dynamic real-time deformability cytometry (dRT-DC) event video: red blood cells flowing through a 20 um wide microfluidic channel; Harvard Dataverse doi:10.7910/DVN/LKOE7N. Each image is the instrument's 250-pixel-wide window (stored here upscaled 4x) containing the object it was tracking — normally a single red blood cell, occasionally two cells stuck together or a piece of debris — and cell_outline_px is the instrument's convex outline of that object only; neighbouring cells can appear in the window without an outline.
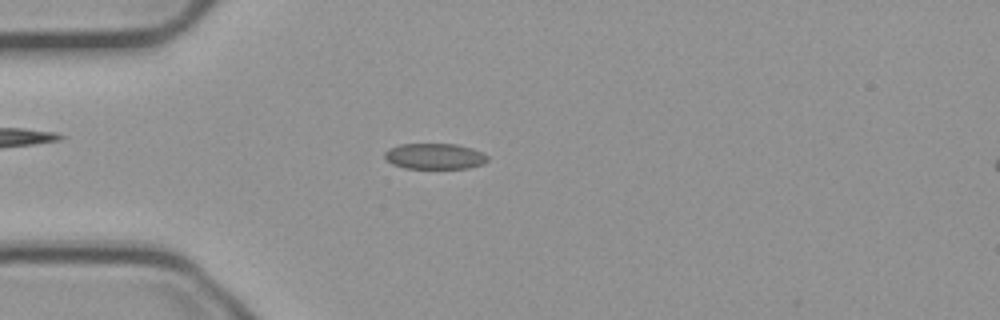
{"species": "common noctule bat (a hibernating species)", "species_latin": "Nyctalus noctula", "temperature_condition": "cold", "stored_images_in_passage": 54, "camera_frame_rate_fps": 3000, "um_per_image_px": 0.085, "animal": {"sex": "male", "body_mass_g": 23.1, "forearm_length_mm": 52.7}, "frame": {"image": 1, "passage_image": 14, "time_ms": 4.333, "image_size_px": [1000, 320], "cell_outline_px": [[488, 160], [484, 164], [468, 168], [404, 168], [392, 164], [384, 156], [384, 152], [388, 148], [400, 144], [456, 144], [472, 148], [484, 152], [488, 156]], "centroid_in_image_um": [36.97, 13.28], "position_along_channel_um": 48.0, "area_um2": 15.61}}
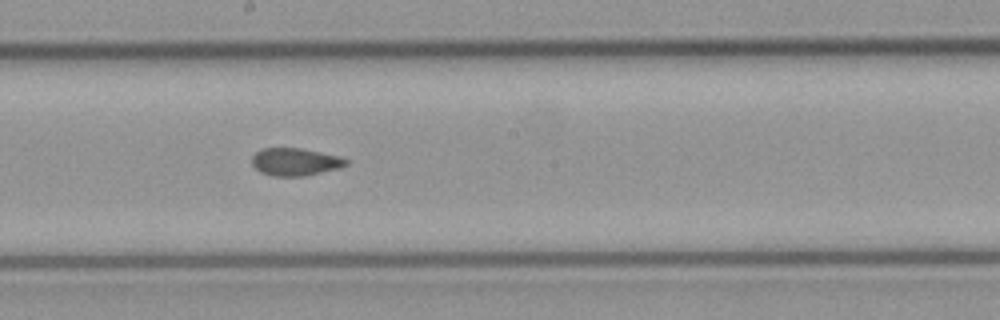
{"frame": {"image": 2, "passage_image": 29, "time_ms": 9.333, "image_size_px": [1000, 320], "cell_outline_px": [[348, 164], [340, 168], [308, 176], [272, 176], [260, 172], [252, 164], [252, 156], [256, 152], [264, 148], [300, 148], [340, 156], [348, 160]], "centroid_in_image_um": [25.11, 13.77], "position_along_channel_um": 223.1, "area_um2": 15.26}}
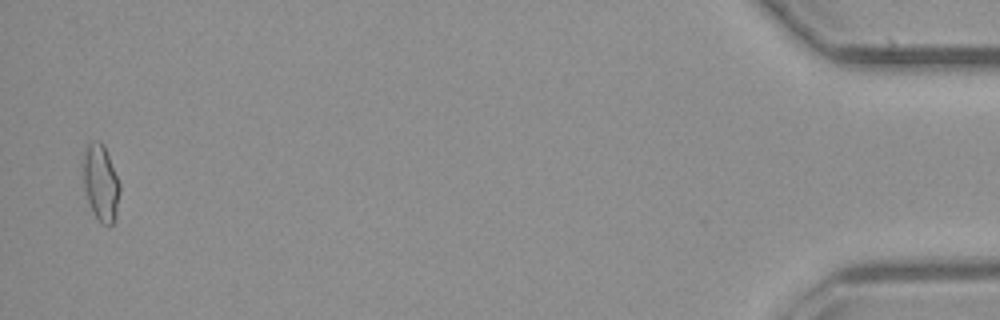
{"frame": {"image": 3, "passage_image": 53, "time_ms": 17.333, "image_size_px": [1000, 320], "cell_outline_px": [[120, 192], [116, 216], [112, 224], [108, 228], [100, 224], [88, 200], [84, 188], [80, 164], [84, 144], [96, 140], [100, 140], [104, 144], [120, 184]], "centroid_in_image_um": [8.52, 15.47], "position_along_channel_um": 426.7, "area_um2": 17.05}, "authors_computed_cell_mechanics": {"area_um2": 15.4904, "velocity_mm_per_s": 3.7461, "shape_relaxation_time_tau1_ms": null, "shape_relaxation_time_tau2_ms": 1.2943, "deformation_change_tau1": null, "deformation_change_tau2": 0.0756}}